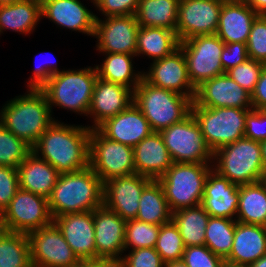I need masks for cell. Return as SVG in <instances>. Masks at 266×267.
Masks as SVG:
<instances>
[{
  "label": "cell",
  "mask_w": 266,
  "mask_h": 267,
  "mask_svg": "<svg viewBox=\"0 0 266 267\" xmlns=\"http://www.w3.org/2000/svg\"><path fill=\"white\" fill-rule=\"evenodd\" d=\"M251 103L253 109H266V65L261 71L254 92L251 94Z\"/></svg>",
  "instance_id": "obj_50"
},
{
  "label": "cell",
  "mask_w": 266,
  "mask_h": 267,
  "mask_svg": "<svg viewBox=\"0 0 266 267\" xmlns=\"http://www.w3.org/2000/svg\"><path fill=\"white\" fill-rule=\"evenodd\" d=\"M0 267H32L27 234L7 231L0 239Z\"/></svg>",
  "instance_id": "obj_36"
},
{
  "label": "cell",
  "mask_w": 266,
  "mask_h": 267,
  "mask_svg": "<svg viewBox=\"0 0 266 267\" xmlns=\"http://www.w3.org/2000/svg\"><path fill=\"white\" fill-rule=\"evenodd\" d=\"M119 267H165V263L155 248L145 247L130 250L119 261Z\"/></svg>",
  "instance_id": "obj_44"
},
{
  "label": "cell",
  "mask_w": 266,
  "mask_h": 267,
  "mask_svg": "<svg viewBox=\"0 0 266 267\" xmlns=\"http://www.w3.org/2000/svg\"><path fill=\"white\" fill-rule=\"evenodd\" d=\"M264 66V63L249 58L236 67L230 68L225 73L248 93L252 94Z\"/></svg>",
  "instance_id": "obj_41"
},
{
  "label": "cell",
  "mask_w": 266,
  "mask_h": 267,
  "mask_svg": "<svg viewBox=\"0 0 266 267\" xmlns=\"http://www.w3.org/2000/svg\"><path fill=\"white\" fill-rule=\"evenodd\" d=\"M32 147L0 124V165L18 168Z\"/></svg>",
  "instance_id": "obj_39"
},
{
  "label": "cell",
  "mask_w": 266,
  "mask_h": 267,
  "mask_svg": "<svg viewBox=\"0 0 266 267\" xmlns=\"http://www.w3.org/2000/svg\"><path fill=\"white\" fill-rule=\"evenodd\" d=\"M48 203L52 218L67 213L93 211L103 205V183L90 166L61 173Z\"/></svg>",
  "instance_id": "obj_3"
},
{
  "label": "cell",
  "mask_w": 266,
  "mask_h": 267,
  "mask_svg": "<svg viewBox=\"0 0 266 267\" xmlns=\"http://www.w3.org/2000/svg\"><path fill=\"white\" fill-rule=\"evenodd\" d=\"M165 267H188L185 262L180 260L170 261L165 264Z\"/></svg>",
  "instance_id": "obj_53"
},
{
  "label": "cell",
  "mask_w": 266,
  "mask_h": 267,
  "mask_svg": "<svg viewBox=\"0 0 266 267\" xmlns=\"http://www.w3.org/2000/svg\"><path fill=\"white\" fill-rule=\"evenodd\" d=\"M258 15H266V0H243Z\"/></svg>",
  "instance_id": "obj_52"
},
{
  "label": "cell",
  "mask_w": 266,
  "mask_h": 267,
  "mask_svg": "<svg viewBox=\"0 0 266 267\" xmlns=\"http://www.w3.org/2000/svg\"><path fill=\"white\" fill-rule=\"evenodd\" d=\"M139 0H97L95 7L106 17L135 15Z\"/></svg>",
  "instance_id": "obj_47"
},
{
  "label": "cell",
  "mask_w": 266,
  "mask_h": 267,
  "mask_svg": "<svg viewBox=\"0 0 266 267\" xmlns=\"http://www.w3.org/2000/svg\"><path fill=\"white\" fill-rule=\"evenodd\" d=\"M27 89V94L16 96L2 107L0 124L33 147L55 120L43 91Z\"/></svg>",
  "instance_id": "obj_2"
},
{
  "label": "cell",
  "mask_w": 266,
  "mask_h": 267,
  "mask_svg": "<svg viewBox=\"0 0 266 267\" xmlns=\"http://www.w3.org/2000/svg\"><path fill=\"white\" fill-rule=\"evenodd\" d=\"M50 64L47 63V65H40L35 68L33 77L28 81V88L40 89L52 75L60 72L57 66Z\"/></svg>",
  "instance_id": "obj_49"
},
{
  "label": "cell",
  "mask_w": 266,
  "mask_h": 267,
  "mask_svg": "<svg viewBox=\"0 0 266 267\" xmlns=\"http://www.w3.org/2000/svg\"><path fill=\"white\" fill-rule=\"evenodd\" d=\"M238 205L239 185L212 169L205 181L201 206L210 216L236 220Z\"/></svg>",
  "instance_id": "obj_23"
},
{
  "label": "cell",
  "mask_w": 266,
  "mask_h": 267,
  "mask_svg": "<svg viewBox=\"0 0 266 267\" xmlns=\"http://www.w3.org/2000/svg\"><path fill=\"white\" fill-rule=\"evenodd\" d=\"M98 79L96 68L62 70L52 75L40 88L47 97L51 112L53 106L87 116Z\"/></svg>",
  "instance_id": "obj_4"
},
{
  "label": "cell",
  "mask_w": 266,
  "mask_h": 267,
  "mask_svg": "<svg viewBox=\"0 0 266 267\" xmlns=\"http://www.w3.org/2000/svg\"><path fill=\"white\" fill-rule=\"evenodd\" d=\"M211 163H173L158 179L173 212L201 205ZM210 165V166H209Z\"/></svg>",
  "instance_id": "obj_7"
},
{
  "label": "cell",
  "mask_w": 266,
  "mask_h": 267,
  "mask_svg": "<svg viewBox=\"0 0 266 267\" xmlns=\"http://www.w3.org/2000/svg\"><path fill=\"white\" fill-rule=\"evenodd\" d=\"M70 267H119V262L112 260H78Z\"/></svg>",
  "instance_id": "obj_51"
},
{
  "label": "cell",
  "mask_w": 266,
  "mask_h": 267,
  "mask_svg": "<svg viewBox=\"0 0 266 267\" xmlns=\"http://www.w3.org/2000/svg\"><path fill=\"white\" fill-rule=\"evenodd\" d=\"M251 109L208 108L192 102L191 113L214 153L217 149L244 137L246 115Z\"/></svg>",
  "instance_id": "obj_8"
},
{
  "label": "cell",
  "mask_w": 266,
  "mask_h": 267,
  "mask_svg": "<svg viewBox=\"0 0 266 267\" xmlns=\"http://www.w3.org/2000/svg\"><path fill=\"white\" fill-rule=\"evenodd\" d=\"M17 1H20V0H0V6L13 4L14 2H17Z\"/></svg>",
  "instance_id": "obj_58"
},
{
  "label": "cell",
  "mask_w": 266,
  "mask_h": 267,
  "mask_svg": "<svg viewBox=\"0 0 266 267\" xmlns=\"http://www.w3.org/2000/svg\"><path fill=\"white\" fill-rule=\"evenodd\" d=\"M260 145H261V154H262L263 166H264L265 172H266V140L260 142Z\"/></svg>",
  "instance_id": "obj_54"
},
{
  "label": "cell",
  "mask_w": 266,
  "mask_h": 267,
  "mask_svg": "<svg viewBox=\"0 0 266 267\" xmlns=\"http://www.w3.org/2000/svg\"><path fill=\"white\" fill-rule=\"evenodd\" d=\"M2 215L9 232L29 234L53 222L48 199L21 188Z\"/></svg>",
  "instance_id": "obj_12"
},
{
  "label": "cell",
  "mask_w": 266,
  "mask_h": 267,
  "mask_svg": "<svg viewBox=\"0 0 266 267\" xmlns=\"http://www.w3.org/2000/svg\"><path fill=\"white\" fill-rule=\"evenodd\" d=\"M160 225L142 222L137 219L127 220L124 236V252L127 249L155 248Z\"/></svg>",
  "instance_id": "obj_38"
},
{
  "label": "cell",
  "mask_w": 266,
  "mask_h": 267,
  "mask_svg": "<svg viewBox=\"0 0 266 267\" xmlns=\"http://www.w3.org/2000/svg\"><path fill=\"white\" fill-rule=\"evenodd\" d=\"M97 129L105 137L131 147L153 132L146 117L134 103L116 116L106 119Z\"/></svg>",
  "instance_id": "obj_22"
},
{
  "label": "cell",
  "mask_w": 266,
  "mask_h": 267,
  "mask_svg": "<svg viewBox=\"0 0 266 267\" xmlns=\"http://www.w3.org/2000/svg\"><path fill=\"white\" fill-rule=\"evenodd\" d=\"M89 166L102 183L112 178L134 174L133 147L105 137L97 128L91 129Z\"/></svg>",
  "instance_id": "obj_9"
},
{
  "label": "cell",
  "mask_w": 266,
  "mask_h": 267,
  "mask_svg": "<svg viewBox=\"0 0 266 267\" xmlns=\"http://www.w3.org/2000/svg\"><path fill=\"white\" fill-rule=\"evenodd\" d=\"M250 267H266V254L254 263H252Z\"/></svg>",
  "instance_id": "obj_55"
},
{
  "label": "cell",
  "mask_w": 266,
  "mask_h": 267,
  "mask_svg": "<svg viewBox=\"0 0 266 267\" xmlns=\"http://www.w3.org/2000/svg\"><path fill=\"white\" fill-rule=\"evenodd\" d=\"M135 219L160 226L172 221V211L158 180H151L143 189Z\"/></svg>",
  "instance_id": "obj_32"
},
{
  "label": "cell",
  "mask_w": 266,
  "mask_h": 267,
  "mask_svg": "<svg viewBox=\"0 0 266 267\" xmlns=\"http://www.w3.org/2000/svg\"><path fill=\"white\" fill-rule=\"evenodd\" d=\"M223 2L180 0L176 34L180 42L203 35H215Z\"/></svg>",
  "instance_id": "obj_14"
},
{
  "label": "cell",
  "mask_w": 266,
  "mask_h": 267,
  "mask_svg": "<svg viewBox=\"0 0 266 267\" xmlns=\"http://www.w3.org/2000/svg\"><path fill=\"white\" fill-rule=\"evenodd\" d=\"M133 150L135 172L152 180H158L174 163L159 132H152Z\"/></svg>",
  "instance_id": "obj_26"
},
{
  "label": "cell",
  "mask_w": 266,
  "mask_h": 267,
  "mask_svg": "<svg viewBox=\"0 0 266 267\" xmlns=\"http://www.w3.org/2000/svg\"><path fill=\"white\" fill-rule=\"evenodd\" d=\"M184 249L181 234L173 221L161 225L155 250L161 256L162 261L166 264L182 259Z\"/></svg>",
  "instance_id": "obj_40"
},
{
  "label": "cell",
  "mask_w": 266,
  "mask_h": 267,
  "mask_svg": "<svg viewBox=\"0 0 266 267\" xmlns=\"http://www.w3.org/2000/svg\"><path fill=\"white\" fill-rule=\"evenodd\" d=\"M19 188L49 199L60 173L31 152L18 166Z\"/></svg>",
  "instance_id": "obj_28"
},
{
  "label": "cell",
  "mask_w": 266,
  "mask_h": 267,
  "mask_svg": "<svg viewBox=\"0 0 266 267\" xmlns=\"http://www.w3.org/2000/svg\"><path fill=\"white\" fill-rule=\"evenodd\" d=\"M41 15L59 27L94 36L96 14L79 0H44Z\"/></svg>",
  "instance_id": "obj_24"
},
{
  "label": "cell",
  "mask_w": 266,
  "mask_h": 267,
  "mask_svg": "<svg viewBox=\"0 0 266 267\" xmlns=\"http://www.w3.org/2000/svg\"><path fill=\"white\" fill-rule=\"evenodd\" d=\"M106 54L101 65H95L97 76L103 80L121 84L133 91L142 79V72H135L133 68V57L136 55L124 53H102ZM100 66V67H99Z\"/></svg>",
  "instance_id": "obj_33"
},
{
  "label": "cell",
  "mask_w": 266,
  "mask_h": 267,
  "mask_svg": "<svg viewBox=\"0 0 266 267\" xmlns=\"http://www.w3.org/2000/svg\"><path fill=\"white\" fill-rule=\"evenodd\" d=\"M246 45L248 57L266 65V15L253 21Z\"/></svg>",
  "instance_id": "obj_42"
},
{
  "label": "cell",
  "mask_w": 266,
  "mask_h": 267,
  "mask_svg": "<svg viewBox=\"0 0 266 267\" xmlns=\"http://www.w3.org/2000/svg\"><path fill=\"white\" fill-rule=\"evenodd\" d=\"M249 59L246 43H225L221 53V64L224 72Z\"/></svg>",
  "instance_id": "obj_48"
},
{
  "label": "cell",
  "mask_w": 266,
  "mask_h": 267,
  "mask_svg": "<svg viewBox=\"0 0 266 267\" xmlns=\"http://www.w3.org/2000/svg\"><path fill=\"white\" fill-rule=\"evenodd\" d=\"M151 178L137 173L112 178L103 183V205L125 221L136 218L139 200Z\"/></svg>",
  "instance_id": "obj_17"
},
{
  "label": "cell",
  "mask_w": 266,
  "mask_h": 267,
  "mask_svg": "<svg viewBox=\"0 0 266 267\" xmlns=\"http://www.w3.org/2000/svg\"><path fill=\"white\" fill-rule=\"evenodd\" d=\"M222 267H250V266L246 264L233 263L225 259L222 264Z\"/></svg>",
  "instance_id": "obj_57"
},
{
  "label": "cell",
  "mask_w": 266,
  "mask_h": 267,
  "mask_svg": "<svg viewBox=\"0 0 266 267\" xmlns=\"http://www.w3.org/2000/svg\"><path fill=\"white\" fill-rule=\"evenodd\" d=\"M179 47L185 56L188 75L195 88L225 73L221 64L225 43L216 34L189 38L180 42Z\"/></svg>",
  "instance_id": "obj_11"
},
{
  "label": "cell",
  "mask_w": 266,
  "mask_h": 267,
  "mask_svg": "<svg viewBox=\"0 0 266 267\" xmlns=\"http://www.w3.org/2000/svg\"><path fill=\"white\" fill-rule=\"evenodd\" d=\"M18 189V169L0 165V212H3L9 205Z\"/></svg>",
  "instance_id": "obj_45"
},
{
  "label": "cell",
  "mask_w": 266,
  "mask_h": 267,
  "mask_svg": "<svg viewBox=\"0 0 266 267\" xmlns=\"http://www.w3.org/2000/svg\"><path fill=\"white\" fill-rule=\"evenodd\" d=\"M263 181H264L265 184H266V172H265V174H264Z\"/></svg>",
  "instance_id": "obj_60"
},
{
  "label": "cell",
  "mask_w": 266,
  "mask_h": 267,
  "mask_svg": "<svg viewBox=\"0 0 266 267\" xmlns=\"http://www.w3.org/2000/svg\"><path fill=\"white\" fill-rule=\"evenodd\" d=\"M213 1H216V2H226L227 0H213Z\"/></svg>",
  "instance_id": "obj_59"
},
{
  "label": "cell",
  "mask_w": 266,
  "mask_h": 267,
  "mask_svg": "<svg viewBox=\"0 0 266 267\" xmlns=\"http://www.w3.org/2000/svg\"><path fill=\"white\" fill-rule=\"evenodd\" d=\"M182 260L188 267H222L225 259L206 245H199L185 247Z\"/></svg>",
  "instance_id": "obj_43"
},
{
  "label": "cell",
  "mask_w": 266,
  "mask_h": 267,
  "mask_svg": "<svg viewBox=\"0 0 266 267\" xmlns=\"http://www.w3.org/2000/svg\"><path fill=\"white\" fill-rule=\"evenodd\" d=\"M244 137L254 141L266 140V111L251 109L246 115Z\"/></svg>",
  "instance_id": "obj_46"
},
{
  "label": "cell",
  "mask_w": 266,
  "mask_h": 267,
  "mask_svg": "<svg viewBox=\"0 0 266 267\" xmlns=\"http://www.w3.org/2000/svg\"><path fill=\"white\" fill-rule=\"evenodd\" d=\"M257 16L243 0H227L222 4L216 35L224 43H247Z\"/></svg>",
  "instance_id": "obj_25"
},
{
  "label": "cell",
  "mask_w": 266,
  "mask_h": 267,
  "mask_svg": "<svg viewBox=\"0 0 266 267\" xmlns=\"http://www.w3.org/2000/svg\"><path fill=\"white\" fill-rule=\"evenodd\" d=\"M35 1H38V2L42 3L44 0H35Z\"/></svg>",
  "instance_id": "obj_62"
},
{
  "label": "cell",
  "mask_w": 266,
  "mask_h": 267,
  "mask_svg": "<svg viewBox=\"0 0 266 267\" xmlns=\"http://www.w3.org/2000/svg\"><path fill=\"white\" fill-rule=\"evenodd\" d=\"M93 221L98 259L119 262L124 253L126 221L104 205L93 210Z\"/></svg>",
  "instance_id": "obj_19"
},
{
  "label": "cell",
  "mask_w": 266,
  "mask_h": 267,
  "mask_svg": "<svg viewBox=\"0 0 266 267\" xmlns=\"http://www.w3.org/2000/svg\"><path fill=\"white\" fill-rule=\"evenodd\" d=\"M134 102V91L121 84L98 77L87 116L93 118L91 129L97 128L106 119L116 116Z\"/></svg>",
  "instance_id": "obj_21"
},
{
  "label": "cell",
  "mask_w": 266,
  "mask_h": 267,
  "mask_svg": "<svg viewBox=\"0 0 266 267\" xmlns=\"http://www.w3.org/2000/svg\"><path fill=\"white\" fill-rule=\"evenodd\" d=\"M97 0H91V2H93V5H95V2H96Z\"/></svg>",
  "instance_id": "obj_61"
},
{
  "label": "cell",
  "mask_w": 266,
  "mask_h": 267,
  "mask_svg": "<svg viewBox=\"0 0 266 267\" xmlns=\"http://www.w3.org/2000/svg\"><path fill=\"white\" fill-rule=\"evenodd\" d=\"M94 37L96 50L100 53H124L136 55L139 25L135 15L109 16L99 19L95 16Z\"/></svg>",
  "instance_id": "obj_15"
},
{
  "label": "cell",
  "mask_w": 266,
  "mask_h": 267,
  "mask_svg": "<svg viewBox=\"0 0 266 267\" xmlns=\"http://www.w3.org/2000/svg\"><path fill=\"white\" fill-rule=\"evenodd\" d=\"M236 220L210 216L205 233V245L216 255L226 258L232 249Z\"/></svg>",
  "instance_id": "obj_37"
},
{
  "label": "cell",
  "mask_w": 266,
  "mask_h": 267,
  "mask_svg": "<svg viewBox=\"0 0 266 267\" xmlns=\"http://www.w3.org/2000/svg\"><path fill=\"white\" fill-rule=\"evenodd\" d=\"M27 236L32 267H70L79 260L54 222Z\"/></svg>",
  "instance_id": "obj_13"
},
{
  "label": "cell",
  "mask_w": 266,
  "mask_h": 267,
  "mask_svg": "<svg viewBox=\"0 0 266 267\" xmlns=\"http://www.w3.org/2000/svg\"><path fill=\"white\" fill-rule=\"evenodd\" d=\"M236 221L266 226V184L263 180L239 185Z\"/></svg>",
  "instance_id": "obj_31"
},
{
  "label": "cell",
  "mask_w": 266,
  "mask_h": 267,
  "mask_svg": "<svg viewBox=\"0 0 266 267\" xmlns=\"http://www.w3.org/2000/svg\"><path fill=\"white\" fill-rule=\"evenodd\" d=\"M159 133L174 163H214L213 152L192 113Z\"/></svg>",
  "instance_id": "obj_10"
},
{
  "label": "cell",
  "mask_w": 266,
  "mask_h": 267,
  "mask_svg": "<svg viewBox=\"0 0 266 267\" xmlns=\"http://www.w3.org/2000/svg\"><path fill=\"white\" fill-rule=\"evenodd\" d=\"M210 215L201 206L180 209L172 213L185 247L205 245V233Z\"/></svg>",
  "instance_id": "obj_35"
},
{
  "label": "cell",
  "mask_w": 266,
  "mask_h": 267,
  "mask_svg": "<svg viewBox=\"0 0 266 267\" xmlns=\"http://www.w3.org/2000/svg\"><path fill=\"white\" fill-rule=\"evenodd\" d=\"M41 18V3L35 0H20L1 5L0 34L7 29L23 35L30 34Z\"/></svg>",
  "instance_id": "obj_29"
},
{
  "label": "cell",
  "mask_w": 266,
  "mask_h": 267,
  "mask_svg": "<svg viewBox=\"0 0 266 267\" xmlns=\"http://www.w3.org/2000/svg\"><path fill=\"white\" fill-rule=\"evenodd\" d=\"M142 78L155 87L170 90L194 100L196 88L190 81L186 59L180 47L172 54L154 60L149 71H142Z\"/></svg>",
  "instance_id": "obj_16"
},
{
  "label": "cell",
  "mask_w": 266,
  "mask_h": 267,
  "mask_svg": "<svg viewBox=\"0 0 266 267\" xmlns=\"http://www.w3.org/2000/svg\"><path fill=\"white\" fill-rule=\"evenodd\" d=\"M213 169L237 185H246L263 180V166L260 142L243 137L217 149L213 153Z\"/></svg>",
  "instance_id": "obj_6"
},
{
  "label": "cell",
  "mask_w": 266,
  "mask_h": 267,
  "mask_svg": "<svg viewBox=\"0 0 266 267\" xmlns=\"http://www.w3.org/2000/svg\"><path fill=\"white\" fill-rule=\"evenodd\" d=\"M7 232V228L3 219L2 212H0V239L3 237V235Z\"/></svg>",
  "instance_id": "obj_56"
},
{
  "label": "cell",
  "mask_w": 266,
  "mask_h": 267,
  "mask_svg": "<svg viewBox=\"0 0 266 267\" xmlns=\"http://www.w3.org/2000/svg\"><path fill=\"white\" fill-rule=\"evenodd\" d=\"M192 100L170 90L155 87L143 78L134 90V104L146 117L153 132L182 121L191 113Z\"/></svg>",
  "instance_id": "obj_5"
},
{
  "label": "cell",
  "mask_w": 266,
  "mask_h": 267,
  "mask_svg": "<svg viewBox=\"0 0 266 267\" xmlns=\"http://www.w3.org/2000/svg\"><path fill=\"white\" fill-rule=\"evenodd\" d=\"M65 241L80 260H96L93 211L67 213L53 218Z\"/></svg>",
  "instance_id": "obj_20"
},
{
  "label": "cell",
  "mask_w": 266,
  "mask_h": 267,
  "mask_svg": "<svg viewBox=\"0 0 266 267\" xmlns=\"http://www.w3.org/2000/svg\"><path fill=\"white\" fill-rule=\"evenodd\" d=\"M57 121L55 119L40 136L32 147V152L46 160L60 174L88 167L91 128L86 125H67Z\"/></svg>",
  "instance_id": "obj_1"
},
{
  "label": "cell",
  "mask_w": 266,
  "mask_h": 267,
  "mask_svg": "<svg viewBox=\"0 0 266 267\" xmlns=\"http://www.w3.org/2000/svg\"><path fill=\"white\" fill-rule=\"evenodd\" d=\"M180 0H139L135 13L140 27H164L176 32Z\"/></svg>",
  "instance_id": "obj_34"
},
{
  "label": "cell",
  "mask_w": 266,
  "mask_h": 267,
  "mask_svg": "<svg viewBox=\"0 0 266 267\" xmlns=\"http://www.w3.org/2000/svg\"><path fill=\"white\" fill-rule=\"evenodd\" d=\"M136 56L147 55L152 60L162 59L179 48L175 31L164 27H139Z\"/></svg>",
  "instance_id": "obj_30"
},
{
  "label": "cell",
  "mask_w": 266,
  "mask_h": 267,
  "mask_svg": "<svg viewBox=\"0 0 266 267\" xmlns=\"http://www.w3.org/2000/svg\"><path fill=\"white\" fill-rule=\"evenodd\" d=\"M193 102L208 108L252 109L251 94L226 73L203 82L196 88Z\"/></svg>",
  "instance_id": "obj_18"
},
{
  "label": "cell",
  "mask_w": 266,
  "mask_h": 267,
  "mask_svg": "<svg viewBox=\"0 0 266 267\" xmlns=\"http://www.w3.org/2000/svg\"><path fill=\"white\" fill-rule=\"evenodd\" d=\"M266 254V226L236 222L234 240L226 260L251 265Z\"/></svg>",
  "instance_id": "obj_27"
}]
</instances>
